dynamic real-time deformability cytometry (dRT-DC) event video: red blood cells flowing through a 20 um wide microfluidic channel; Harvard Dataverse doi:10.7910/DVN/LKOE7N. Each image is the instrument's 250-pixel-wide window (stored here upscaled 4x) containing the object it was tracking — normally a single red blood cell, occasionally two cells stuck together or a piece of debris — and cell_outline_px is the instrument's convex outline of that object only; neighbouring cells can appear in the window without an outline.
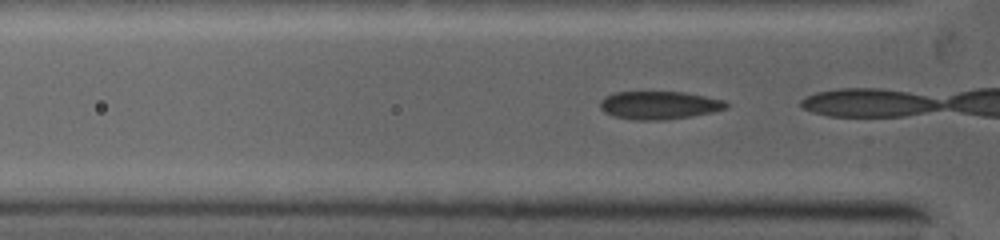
{"species": "common noctule bat (a hibernating species)", "species_latin": "Nyctalus noctula", "temperature_condition": "warm", "stored_images_in_passage": 9, "camera_frame_rate_fps": 5000, "um_per_image_px": 0.085, "animal": {"sex": "female", "body_mass_g": 19.0, "forearm_length_mm": 53.3}, "frame": {"image": 1, "passage_image": 3, "time_ms": 0.4, "image_size_px": [1000, 240], "cell_outline_px": [[728, 108], [712, 112], [688, 116], [656, 120], [640, 120], [616, 116], [604, 112], [600, 108], [600, 104], [608, 96], [616, 92], [684, 92], [704, 96], [720, 100], [728, 104]], "centroid_in_image_um": [56.04, 8.93], "position_along_channel_um": 69.8, "area_um2": 19.94}}